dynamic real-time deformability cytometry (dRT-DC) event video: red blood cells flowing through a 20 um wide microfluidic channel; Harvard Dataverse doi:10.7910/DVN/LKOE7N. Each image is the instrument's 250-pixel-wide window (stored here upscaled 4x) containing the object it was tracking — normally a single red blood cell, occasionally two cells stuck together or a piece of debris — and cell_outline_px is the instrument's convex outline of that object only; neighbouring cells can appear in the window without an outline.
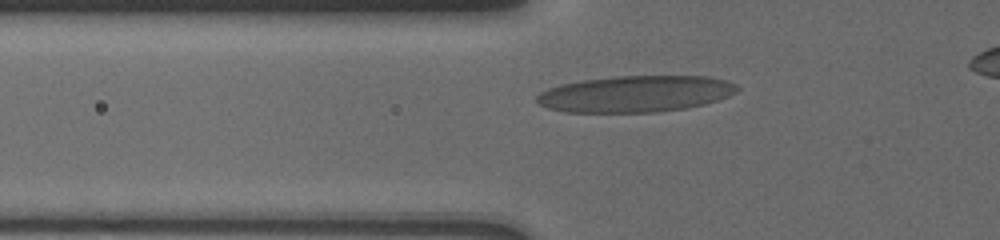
{"species": "human", "species_latin": "Homo sapiens", "temperature_condition": "cold", "stored_images_in_passage": 37, "camera_frame_rate_fps": 3000, "um_per_image_px": 0.085, "donor": {"sex": "male"}, "frame": {"image": 1, "passage_image": 2, "time_ms": 0.333, "image_size_px": [1000, 240], "cell_outline_px": [[740, 88], [736, 92], [728, 96], [704, 104], [684, 108], [656, 112], [564, 112], [548, 108], [540, 104], [536, 100], [536, 96], [540, 92], [548, 88], [560, 84], [580, 80], [612, 76], [708, 76], [724, 80], [736, 84]], "centroid_in_image_um": [53.99, 7.97], "position_along_channel_um": 71.8, "area_um2": 42.6}}
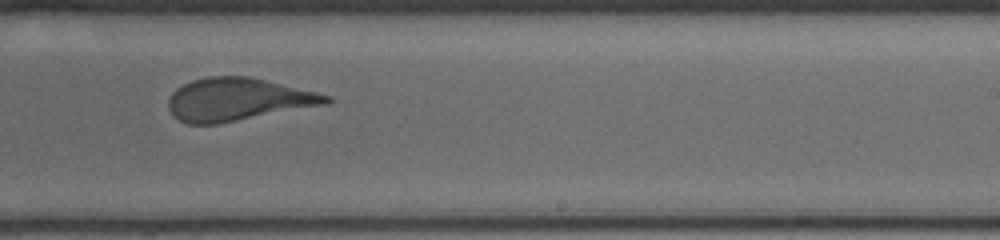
{"frame": {"image": 2, "passage_image": 21, "time_ms": 5.667, "image_size_px": [1000, 240], "cell_outline_px": [[332, 100], [328, 104], [216, 124], [188, 124], [172, 116], [168, 108], [168, 96], [176, 88], [192, 80], [208, 76], [248, 76], [316, 92], [332, 96]], "centroid_in_image_um": [20.17, 8.45], "position_along_channel_um": 268.8, "area_um2": 39.25}}
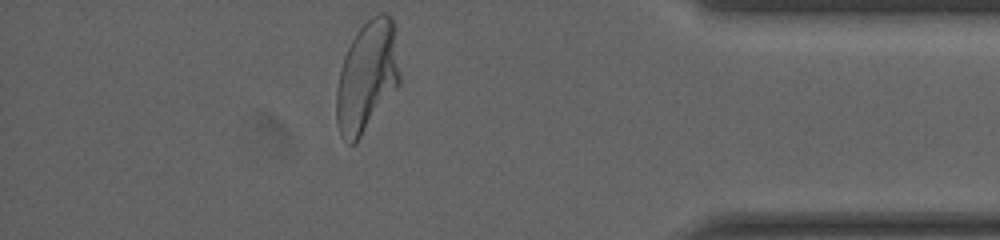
{"frame": {"image": 3, "passage_image": 37, "time_ms": 10.0, "image_size_px": [1000, 240], "cell_outline_px": [[400, 84], [356, 144], [348, 144], [340, 136], [336, 124], [336, 88], [340, 68], [344, 56], [356, 32], [376, 12], [384, 12], [392, 16], [400, 76]], "centroid_in_image_um": [31.17, 6.55], "position_along_channel_um": 404.0, "area_um2": 41.21}, "authors_computed_cell_mechanics": {"area_um2": 40.171, "velocity_mm_per_s": 3.7425, "shape_relaxation_time_tau1_ms": 11.1785, "shape_relaxation_time_tau2_ms": null, "deformation_change_tau1": 0.318, "deformation_change_tau2": null}}